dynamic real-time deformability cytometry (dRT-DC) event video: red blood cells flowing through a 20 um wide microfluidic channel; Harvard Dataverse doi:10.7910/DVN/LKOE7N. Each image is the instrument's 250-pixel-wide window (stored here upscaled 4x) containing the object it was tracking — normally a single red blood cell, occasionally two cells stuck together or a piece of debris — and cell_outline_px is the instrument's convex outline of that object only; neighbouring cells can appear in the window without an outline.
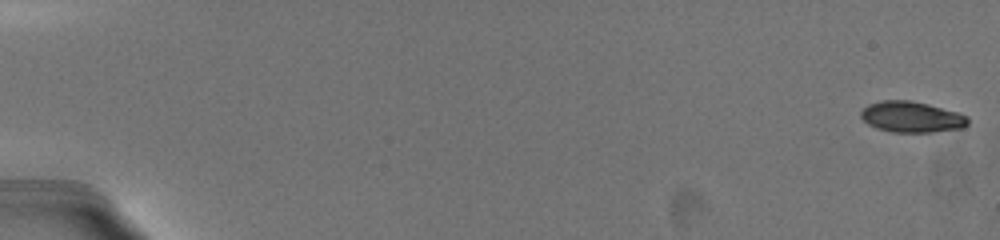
{"species": "common noctule bat (a hibernating species)", "species_latin": "Nyctalus noctula", "temperature_condition": "warm", "stored_images_in_passage": 46, "camera_frame_rate_fps": 3000, "um_per_image_px": 0.085, "animal": {"sex": "female", "body_mass_g": 19.5, "forearm_length_mm": 54.1}, "frame": {"image": 1, "passage_image": 1, "time_ms": 0.0, "image_size_px": [1000, 240], "cell_outline_px": [[968, 124], [960, 128], [932, 132], [892, 132], [876, 128], [868, 124], [860, 116], [860, 112], [868, 104], [880, 100], [908, 100], [928, 104], [956, 112], [968, 116]], "centroid_in_image_um": [77.45, 9.93], "position_along_channel_um": 7.5, "area_um2": 19.19}}
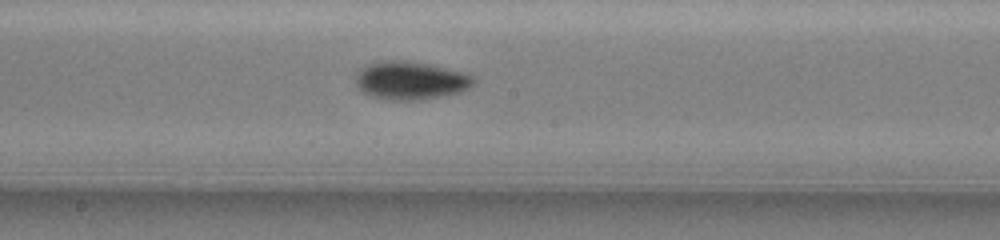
{"frame": {"image": 2, "passage_image": 25, "time_ms": 11.0, "image_size_px": [1000, 240], "cell_outline_px": [[476, 80], [468, 88], [460, 92], [444, 96], [420, 100], [384, 100], [372, 96], [356, 88], [356, 72], [368, 64], [380, 60], [396, 60], [428, 64], [476, 76]], "centroid_in_image_um": [34.87, 6.86], "position_along_channel_um": 213.3, "area_um2": 26.24}}
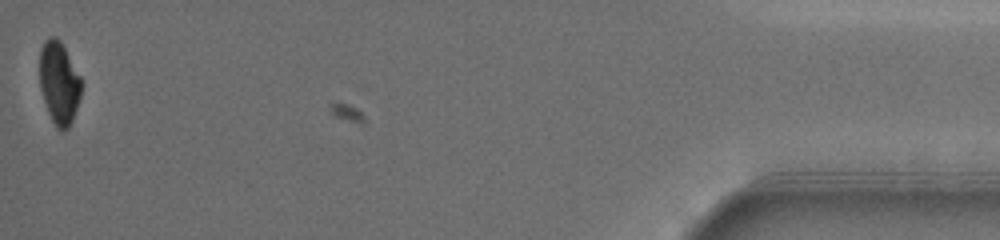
{"frame": {"image": 3, "passage_image": 46, "time_ms": 19.333, "image_size_px": [1000, 240], "cell_outline_px": [[84, 84], [72, 120], [68, 128], [64, 132], [60, 132], [56, 128], [48, 112], [40, 88], [40, 48], [44, 40], [48, 36], [56, 36], [60, 40], [84, 80]], "centroid_in_image_um": [5.04, 7.02], "position_along_channel_um": 430.2, "area_um2": 20.52}, "authors_computed_cell_mechanics": {"area_um2": 22.3686, "velocity_mm_per_s": 3.6305, "shape_relaxation_time_tau1_ms": 3.1797, "shape_relaxation_time_tau2_ms": 1.2568, "deformation_change_tau1": 0.1431, "deformation_change_tau2": 0.0374}}